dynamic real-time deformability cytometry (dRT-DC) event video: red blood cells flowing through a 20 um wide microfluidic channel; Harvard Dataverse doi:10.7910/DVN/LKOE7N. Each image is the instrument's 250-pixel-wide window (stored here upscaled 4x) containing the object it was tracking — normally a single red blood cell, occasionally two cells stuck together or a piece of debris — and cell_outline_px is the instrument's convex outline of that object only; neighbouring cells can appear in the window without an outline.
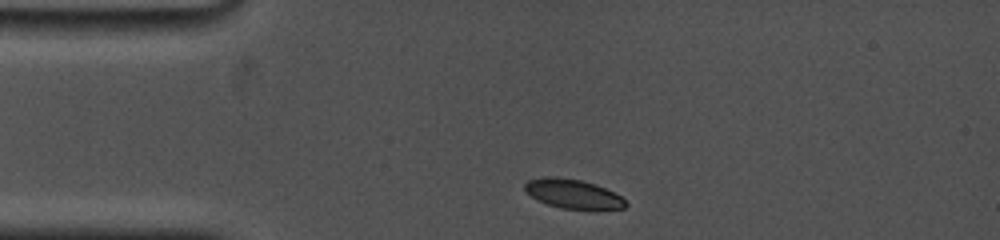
{"species": "common noctule bat (a hibernating species)", "species_latin": "Nyctalus noctula", "temperature_condition": "cold", "stored_images_in_passage": 6, "camera_frame_rate_fps": 5000, "um_per_image_px": 0.085, "animal": {"sex": "female", "body_mass_g": 19.0, "forearm_length_mm": 53.3}, "frame": {"image": 1, "passage_image": 1, "time_ms": 0.0, "image_size_px": [1000, 240], "cell_outline_px": [[628, 204], [624, 208], [596, 212], [560, 208], [548, 204], [532, 196], [524, 188], [524, 184], [528, 180], [544, 176], [556, 176], [580, 180], [596, 184], [620, 196]], "centroid_in_image_um": [48.76, 16.52], "position_along_channel_um": 36.2, "area_um2": 17.63}}
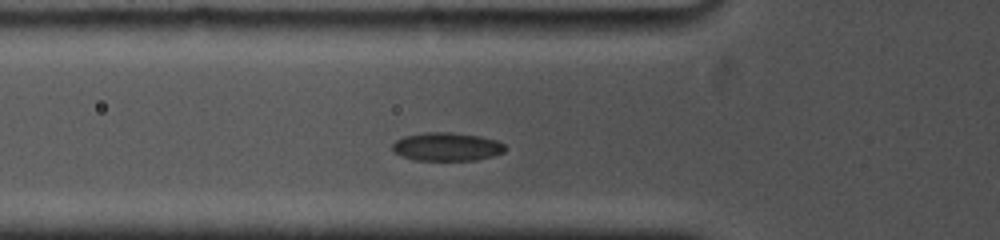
{"frame": {"image": 2, "passage_image": 4, "time_ms": 2.2, "image_size_px": [1000, 240], "cell_outline_px": [[508, 148], [504, 152], [492, 156], [476, 160], [416, 160], [392, 152], [392, 144], [396, 140], [404, 136], [424, 132], [452, 132], [480, 136], [496, 140], [504, 144]], "centroid_in_image_um": [37.99, 12.46], "position_along_channel_um": 87.8, "area_um2": 18.73}}
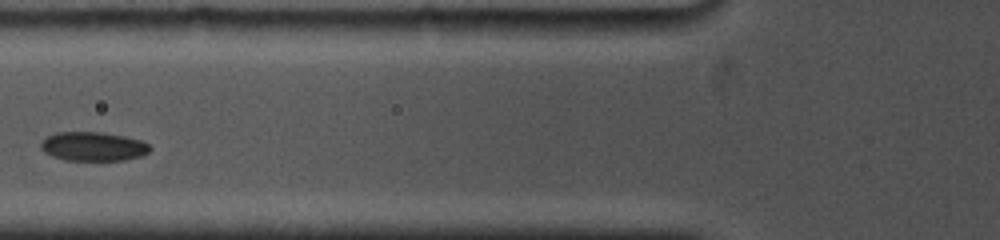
{"frame": {"image": 3, "passage_image": 5, "time_ms": 3.0, "image_size_px": [1000, 240], "cell_outline_px": [[152, 148], [148, 152], [140, 156], [124, 160], [68, 160], [52, 156], [44, 152], [40, 148], [40, 140], [56, 132], [100, 132], [124, 136], [140, 140], [148, 144]], "centroid_in_image_um": [7.89, 12.44], "position_along_channel_um": 117.9, "area_um2": 18.44}}